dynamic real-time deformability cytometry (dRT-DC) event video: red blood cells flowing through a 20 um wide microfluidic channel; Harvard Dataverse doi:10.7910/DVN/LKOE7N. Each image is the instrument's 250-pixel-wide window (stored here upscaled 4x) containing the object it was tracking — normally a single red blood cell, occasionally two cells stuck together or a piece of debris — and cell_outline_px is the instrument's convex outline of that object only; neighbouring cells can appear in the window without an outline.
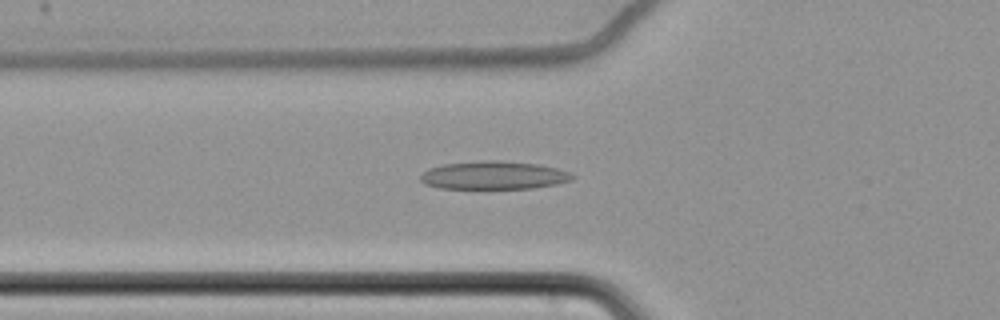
{"species": "common noctule bat (a hibernating species)", "species_latin": "Nyctalus noctula", "temperature_condition": "cold", "stored_images_in_passage": 53, "camera_frame_rate_fps": 3000, "um_per_image_px": 0.085, "animal": {"sex": "female", "body_mass_g": 22.7, "forearm_length_mm": 54.2}, "frame": {"image": 1, "passage_image": 15, "time_ms": 4.667, "image_size_px": [1000, 320], "cell_outline_px": [[576, 176], [572, 180], [556, 184], [532, 188], [440, 188], [424, 184], [420, 180], [420, 176], [428, 168], [444, 164], [484, 160], [500, 160], [540, 164], [572, 172]], "centroid_in_image_um": [42.0, 14.89], "position_along_channel_um": 83.8, "area_um2": 25.03}}
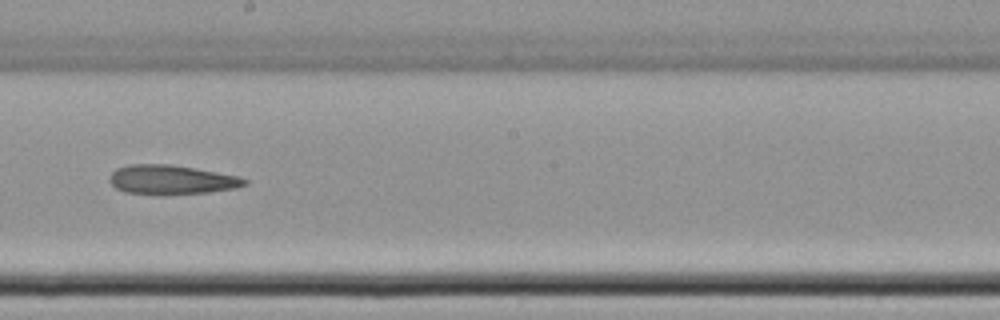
{"frame": {"image": 2, "passage_image": 28, "time_ms": 9.0, "image_size_px": [1000, 320], "cell_outline_px": [[248, 184], [236, 188], [208, 192], [164, 196], [160, 196], [124, 192], [116, 188], [108, 180], [108, 176], [116, 168], [128, 164], [168, 164], [240, 176], [248, 180]], "centroid_in_image_um": [14.54, 15.3], "position_along_channel_um": 233.7, "area_um2": 23.52}}
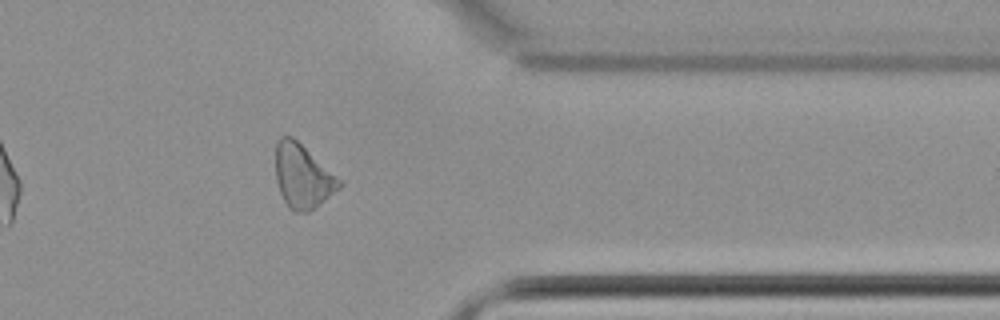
{"frame": {"image": 3, "passage_image": 42, "time_ms": 13.667, "image_size_px": [1000, 320], "cell_outline_px": [[344, 184], [340, 188], [308, 212], [292, 212], [288, 208], [280, 192], [276, 180], [276, 144], [280, 136], [292, 136], [344, 180]], "centroid_in_image_um": [25.75, 14.98], "position_along_channel_um": 385.6, "area_um2": 23.93}}